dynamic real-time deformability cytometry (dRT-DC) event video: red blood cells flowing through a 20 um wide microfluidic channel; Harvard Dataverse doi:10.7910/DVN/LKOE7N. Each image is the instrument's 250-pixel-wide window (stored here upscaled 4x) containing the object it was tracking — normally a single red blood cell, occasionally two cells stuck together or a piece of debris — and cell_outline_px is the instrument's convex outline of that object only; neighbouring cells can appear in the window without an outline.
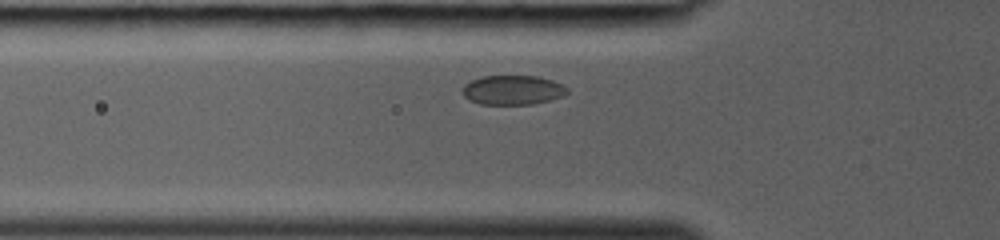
{"species": "common noctule bat (a hibernating species)", "species_latin": "Nyctalus noctula", "temperature_condition": "room temperature", "stored_images_in_passage": 22, "camera_frame_rate_fps": 3000, "um_per_image_px": 0.085, "animal": {"sex": "female", "body_mass_g": 19.0, "forearm_length_mm": 53.3}, "frame": {"image": 1, "passage_image": 2, "time_ms": 0.333, "image_size_px": [1000, 240], "cell_outline_px": [[568, 92], [564, 96], [532, 104], [480, 104], [468, 100], [464, 96], [464, 84], [480, 76], [536, 76], [552, 80], [568, 88]], "centroid_in_image_um": [43.57, 7.65], "position_along_channel_um": 82.2, "area_um2": 17.86}}
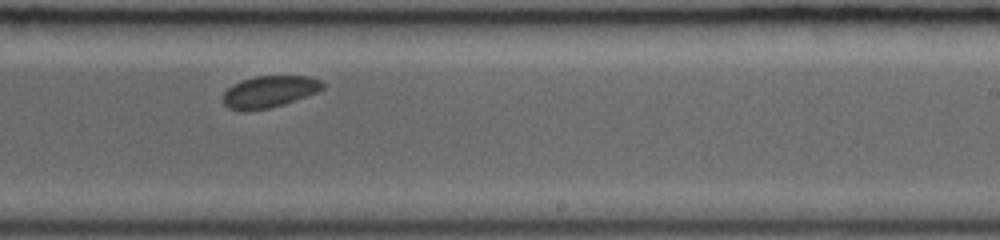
{"frame": {"image": 2, "passage_image": 13, "time_ms": 4.0, "image_size_px": [1000, 240], "cell_outline_px": [[324, 88], [316, 92], [284, 104], [268, 108], [248, 112], [228, 108], [220, 100], [224, 92], [232, 84], [256, 76], [308, 76], [324, 80]], "centroid_in_image_um": [22.87, 7.8], "position_along_channel_um": 266.1, "area_um2": 18.61}}
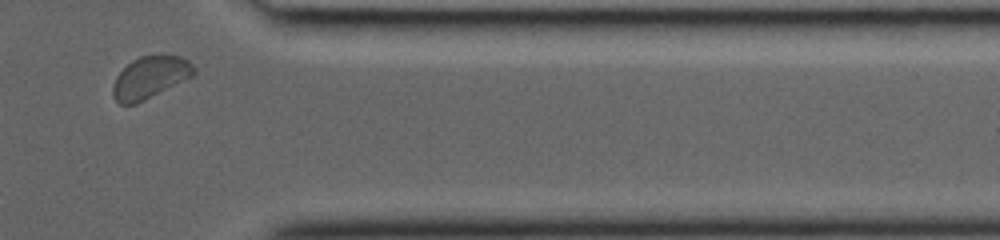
{"frame": {"image": 3, "passage_image": 21, "time_ms": 6.667, "image_size_px": [1000, 240], "cell_outline_px": [[196, 72], [192, 76], [136, 104], [120, 104], [112, 96], [112, 84], [116, 76], [132, 60], [140, 56], [160, 52], [180, 56], [188, 60], [196, 68]], "centroid_in_image_um": [12.76, 6.53], "position_along_channel_um": 398.6, "area_um2": 20.17}}